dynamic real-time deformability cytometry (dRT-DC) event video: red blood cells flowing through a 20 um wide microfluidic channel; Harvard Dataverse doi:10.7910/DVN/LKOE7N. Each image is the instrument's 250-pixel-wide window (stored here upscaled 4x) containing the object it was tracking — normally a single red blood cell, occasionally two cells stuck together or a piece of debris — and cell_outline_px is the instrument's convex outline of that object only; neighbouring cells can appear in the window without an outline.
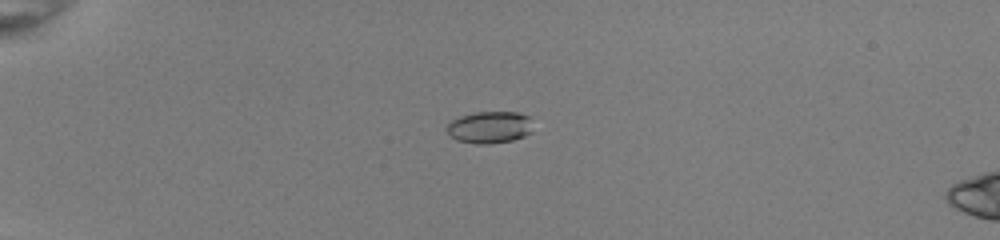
{"species": "common noctule bat (a hibernating species)", "species_latin": "Nyctalus noctula", "temperature_condition": "room temperature", "stored_images_in_passage": 40, "camera_frame_rate_fps": 3000, "um_per_image_px": 0.085, "animal": {"sex": "female", "body_mass_g": 22.0, "forearm_length_mm": 56.7}, "frame": {"image": 1, "passage_image": 2, "time_ms": 0.333, "image_size_px": [1000, 240], "cell_outline_px": [[532, 132], [524, 136], [512, 140], [488, 144], [476, 144], [456, 140], [448, 136], [444, 128], [452, 120], [460, 116], [476, 112], [516, 112], [528, 116]], "centroid_in_image_um": [41.55, 10.83], "position_along_channel_um": 43.4, "area_um2": 16.13}}
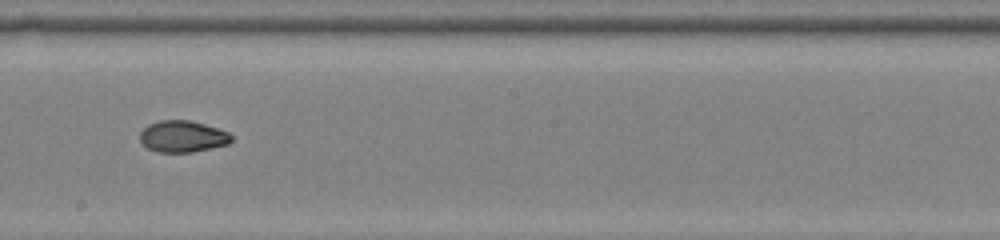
{"frame": {"image": 2, "passage_image": 20, "time_ms": 6.333, "image_size_px": [1000, 240], "cell_outline_px": [[232, 140], [228, 144], [192, 152], [156, 152], [148, 148], [140, 140], [140, 132], [148, 124], [160, 120], [188, 120], [204, 124], [228, 132], [232, 136]], "centroid_in_image_um": [15.51, 11.6], "position_along_channel_um": 232.7, "area_um2": 16.7}}
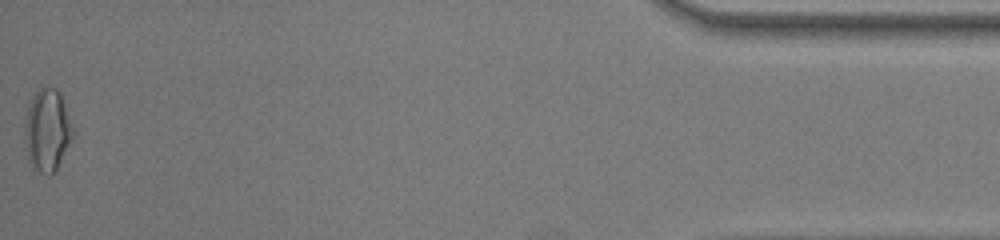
{"frame": {"image": 3, "passage_image": 40, "time_ms": 13.0, "image_size_px": [1000, 240], "cell_outline_px": [[72, 136], [56, 168], [48, 176], [32, 168], [28, 160], [24, 140], [24, 128], [28, 104], [32, 96], [40, 88], [56, 88], [60, 92], [72, 124]], "centroid_in_image_um": [3.97, 11.05], "position_along_channel_um": 431.2, "area_um2": 22.77}, "authors_computed_cell_mechanics": {"area_um2": 17.2244, "velocity_mm_per_s": 4.0429, "shape_relaxation_time_tau1_ms": null, "shape_relaxation_time_tau2_ms": 1.9323, "deformation_change_tau1": null, "deformation_change_tau2": 0.0533}}